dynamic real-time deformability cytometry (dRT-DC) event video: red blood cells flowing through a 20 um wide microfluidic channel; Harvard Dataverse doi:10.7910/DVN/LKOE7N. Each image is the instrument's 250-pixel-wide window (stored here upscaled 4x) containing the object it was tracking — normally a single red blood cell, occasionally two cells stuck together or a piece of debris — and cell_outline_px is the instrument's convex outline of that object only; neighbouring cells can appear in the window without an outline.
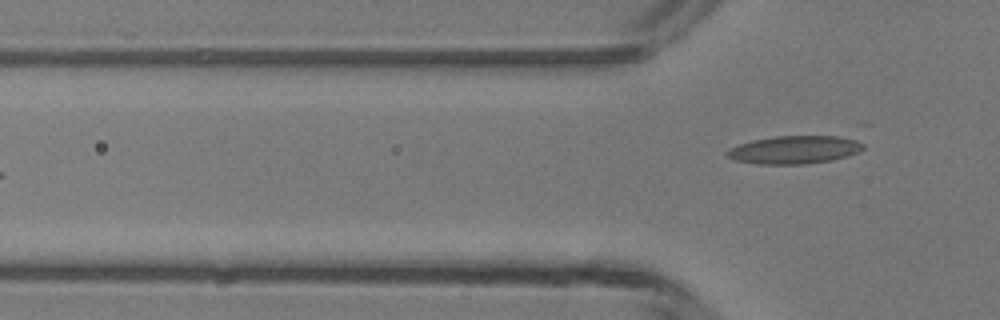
{"species": "common noctule bat (a hibernating species)", "species_latin": "Nyctalus noctula", "temperature_condition": "room temperature", "stored_images_in_passage": 6, "camera_frame_rate_fps": 3000, "um_per_image_px": 0.085, "animal": {"sex": "male", "body_mass_g": 13.3}, "frame": {"image": 1, "passage_image": 6, "time_ms": 5.667, "image_size_px": [1000, 320], "cell_outline_px": [[864, 148], [848, 156], [832, 160], [804, 164], [760, 164], [736, 160], [728, 156], [724, 152], [728, 148], [752, 140], [772, 136], [856, 136], [864, 144]], "centroid_in_image_um": [67.59, 12.71], "position_along_channel_um": 58.2, "area_um2": 22.54}}